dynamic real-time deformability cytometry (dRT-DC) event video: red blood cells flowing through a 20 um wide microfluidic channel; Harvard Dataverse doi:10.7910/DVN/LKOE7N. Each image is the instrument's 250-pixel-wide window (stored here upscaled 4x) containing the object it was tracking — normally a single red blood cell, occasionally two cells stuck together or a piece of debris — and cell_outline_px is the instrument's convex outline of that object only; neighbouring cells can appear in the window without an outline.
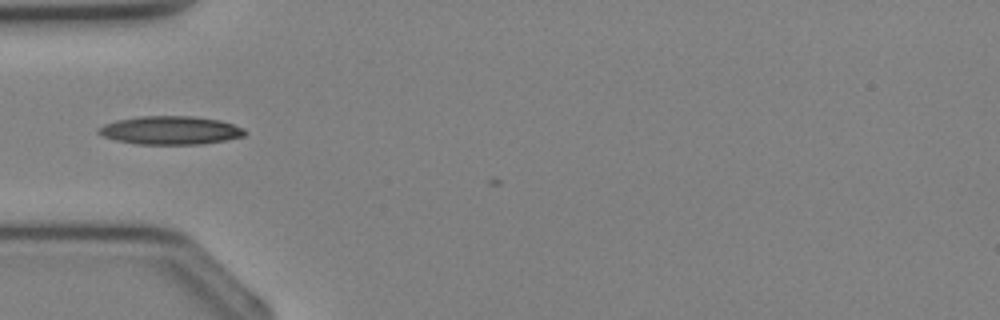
{"species": "Egyptian fruit bat (a non-hibernating species)", "species_latin": "Rousettus aegyptiacus", "temperature_condition": "cold", "stored_images_in_passage": 4, "camera_frame_rate_fps": 3000, "um_per_image_px": 0.085, "animal": {"sex": "female"}, "frame": {"image": 1, "passage_image": 2, "time_ms": 0.333, "image_size_px": [1000, 320], "cell_outline_px": [[248, 132], [244, 136], [224, 140], [200, 144], [136, 144], [116, 140], [104, 136], [96, 132], [96, 128], [104, 124], [116, 120], [140, 116], [192, 116], [220, 120], [244, 128]], "centroid_in_image_um": [14.47, 11.07], "position_along_channel_um": 70.5, "area_um2": 24.22}}